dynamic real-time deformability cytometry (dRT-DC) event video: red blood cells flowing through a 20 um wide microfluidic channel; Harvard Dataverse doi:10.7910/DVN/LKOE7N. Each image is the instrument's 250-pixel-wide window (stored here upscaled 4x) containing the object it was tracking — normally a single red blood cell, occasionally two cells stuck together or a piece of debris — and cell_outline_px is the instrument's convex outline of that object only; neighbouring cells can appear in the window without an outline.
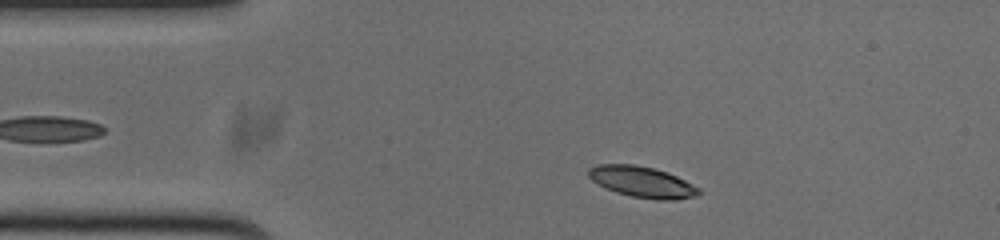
{"species": "common noctule bat (a hibernating species)", "species_latin": "Nyctalus noctula", "temperature_condition": "cold", "stored_images_in_passage": 48, "camera_frame_rate_fps": 3000, "um_per_image_px": 0.085, "animal": {"sex": "male", "body_mass_g": 20.0, "forearm_length_mm": 53.3}, "frame": {"image": 1, "passage_image": 4, "time_ms": 1.0, "image_size_px": [1000, 240], "cell_outline_px": [[700, 192], [696, 196], [676, 200], [660, 200], [632, 196], [616, 192], [592, 180], [588, 176], [588, 168], [596, 164], [632, 164], [652, 168], [676, 176], [700, 188]], "centroid_in_image_um": [54.58, 15.46], "position_along_channel_um": 30.4, "area_um2": 19.59}}
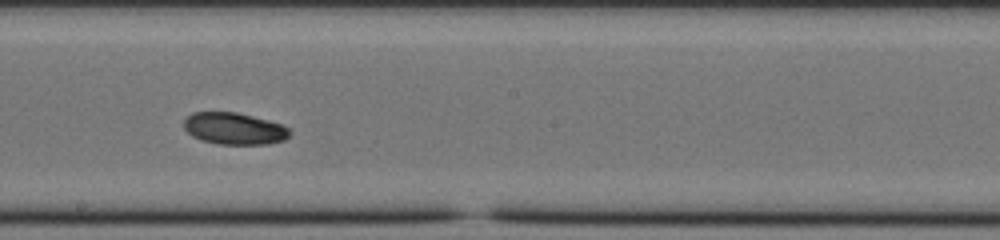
{"frame": {"image": 2, "passage_image": 23, "time_ms": 7.333, "image_size_px": [1000, 240], "cell_outline_px": [[292, 132], [284, 140], [268, 144], [220, 144], [200, 140], [192, 136], [184, 128], [184, 120], [192, 112], [236, 112], [268, 120], [280, 124], [288, 128]], "centroid_in_image_um": [19.9, 10.93], "position_along_channel_um": 228.3, "area_um2": 19.59}}
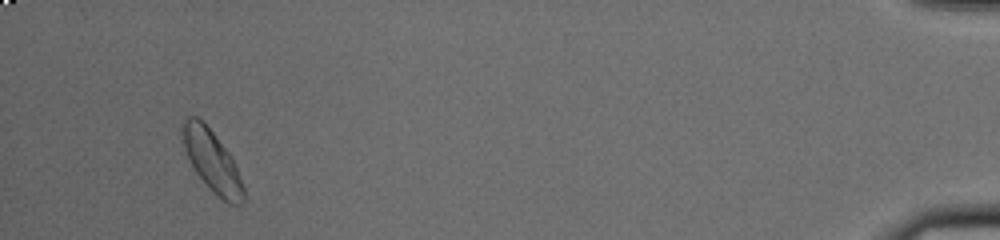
{"frame": {"image": 3, "passage_image": 45, "time_ms": 14.667, "image_size_px": [1000, 240], "cell_outline_px": [[244, 200], [240, 204], [228, 204], [212, 192], [208, 188], [196, 172], [184, 148], [180, 132], [184, 120], [188, 116], [196, 116], [212, 132], [228, 152], [236, 168], [244, 188]], "centroid_in_image_um": [18.0, 13.71], "position_along_channel_um": 417.2, "area_um2": 21.39}, "authors_computed_cell_mechanics": {"area_um2": 20.1433, "velocity_mm_per_s": 3.7279, "shape_relaxation_time_tau1_ms": 6.3182, "shape_relaxation_time_tau2_ms": null, "deformation_change_tau1": 0.1536, "deformation_change_tau2": null}}